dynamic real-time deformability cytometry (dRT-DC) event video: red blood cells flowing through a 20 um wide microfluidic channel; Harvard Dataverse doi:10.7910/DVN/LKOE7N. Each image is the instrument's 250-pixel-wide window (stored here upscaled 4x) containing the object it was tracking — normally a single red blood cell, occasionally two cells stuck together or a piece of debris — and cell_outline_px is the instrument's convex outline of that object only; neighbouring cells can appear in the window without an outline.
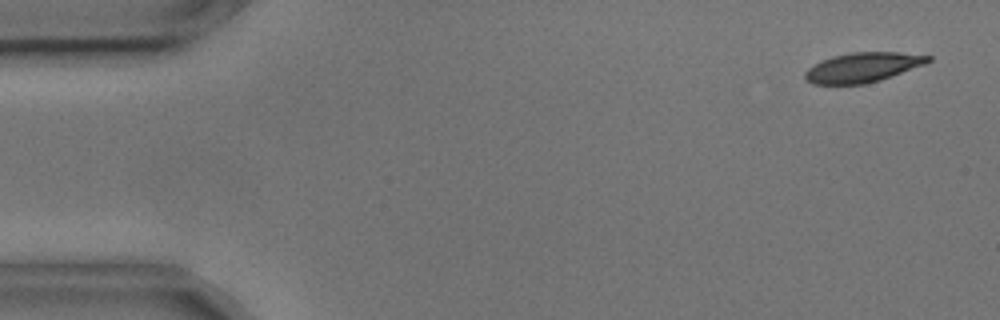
{"species": "common noctule bat (a hibernating species)", "species_latin": "Nyctalus noctula", "temperature_condition": "cold", "stored_images_in_passage": 7, "camera_frame_rate_fps": 3000, "um_per_image_px": 0.085, "animal": {"sex": "male", "body_mass_g": 17.9, "forearm_length_mm": 54.2}, "frame": {"image": 1, "passage_image": 1, "time_ms": 0.0, "image_size_px": [1000, 320], "cell_outline_px": [[932, 60], [924, 64], [892, 76], [880, 80], [864, 84], [812, 84], [804, 80], [804, 72], [808, 68], [832, 56], [852, 52], [900, 52], [932, 56]], "centroid_in_image_um": [73.32, 5.73], "position_along_channel_um": 11.7, "area_um2": 21.21}}
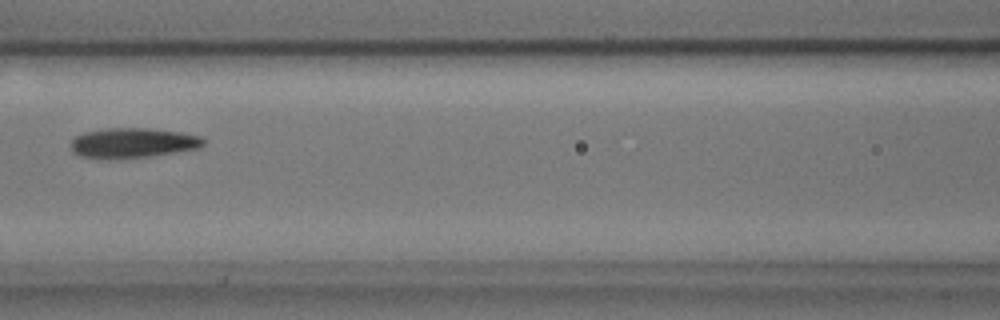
{"frame": {"image": 2, "passage_image": 7, "time_ms": 2.0, "image_size_px": [1000, 320], "cell_outline_px": [[204, 144], [200, 148], [148, 156], [116, 160], [108, 160], [80, 156], [72, 152], [72, 140], [76, 136], [84, 132], [108, 128], [148, 128], [180, 132], [200, 136], [204, 140]], "centroid_in_image_um": [11.26, 12.16], "position_along_channel_um": 155.3, "area_um2": 23.29}}